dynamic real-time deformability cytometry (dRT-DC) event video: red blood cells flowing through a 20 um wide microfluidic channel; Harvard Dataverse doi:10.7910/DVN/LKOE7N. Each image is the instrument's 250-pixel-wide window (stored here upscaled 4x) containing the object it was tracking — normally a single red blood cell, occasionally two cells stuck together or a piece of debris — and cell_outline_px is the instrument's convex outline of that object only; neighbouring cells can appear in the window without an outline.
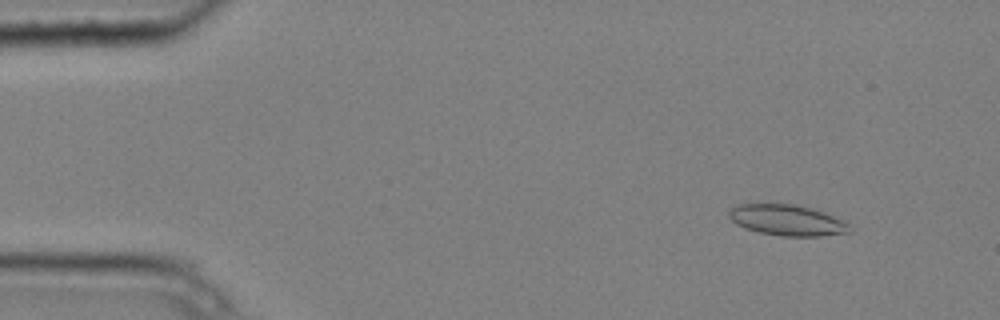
{"species": "common noctule bat (a hibernating species)", "species_latin": "Nyctalus noctula", "temperature_condition": "cold", "stored_images_in_passage": 6, "camera_frame_rate_fps": 3000, "um_per_image_px": 0.085, "animal": {"sex": "male", "body_mass_g": 20.4}, "frame": {"image": 1, "passage_image": 2, "time_ms": 0.333, "image_size_px": [1000, 320], "cell_outline_px": [[852, 232], [820, 236], [780, 236], [760, 232], [744, 228], [736, 224], [728, 216], [728, 212], [732, 208], [740, 204], [792, 204], [812, 208], [824, 212], [844, 220], [848, 224]], "centroid_in_image_um": [66.92, 18.72], "position_along_channel_um": 18.1, "area_um2": 21.68}}
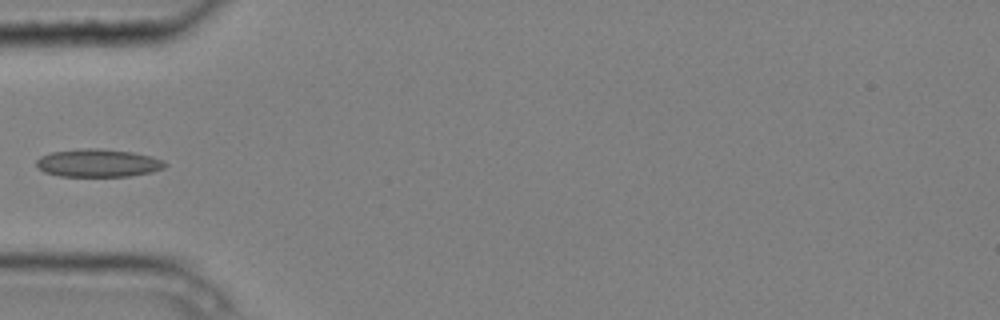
{"frame": {"image": 2, "passage_image": 5, "time_ms": 1.333, "image_size_px": [1000, 320], "cell_outline_px": [[168, 164], [164, 168], [152, 172], [128, 176], [60, 176], [44, 172], [36, 168], [36, 160], [40, 156], [52, 152], [80, 148], [100, 148], [132, 152], [152, 156], [164, 160]], "centroid_in_image_um": [8.33, 13.85], "position_along_channel_um": 76.7, "area_um2": 21.15}}
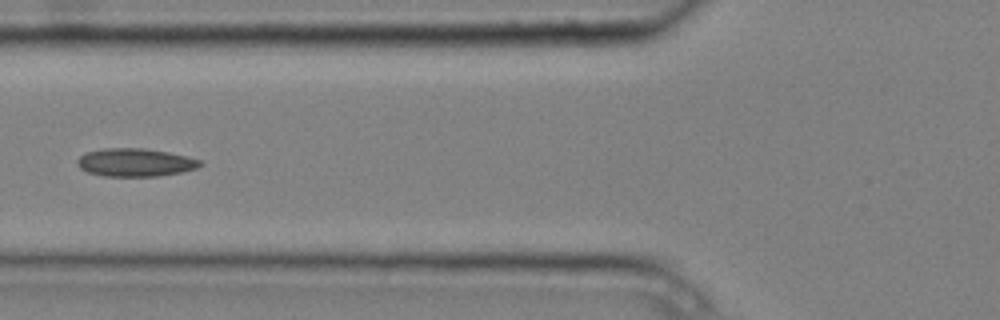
{"frame": {"image": 3, "passage_image": 6, "time_ms": 1.667, "image_size_px": [1000, 320], "cell_outline_px": [[204, 164], [196, 168], [180, 172], [156, 176], [104, 176], [88, 172], [80, 168], [76, 164], [76, 160], [84, 152], [104, 148], [144, 148], [168, 152], [188, 156], [200, 160]], "centroid_in_image_um": [11.47, 13.8], "position_along_channel_um": 114.3, "area_um2": 20.17}}